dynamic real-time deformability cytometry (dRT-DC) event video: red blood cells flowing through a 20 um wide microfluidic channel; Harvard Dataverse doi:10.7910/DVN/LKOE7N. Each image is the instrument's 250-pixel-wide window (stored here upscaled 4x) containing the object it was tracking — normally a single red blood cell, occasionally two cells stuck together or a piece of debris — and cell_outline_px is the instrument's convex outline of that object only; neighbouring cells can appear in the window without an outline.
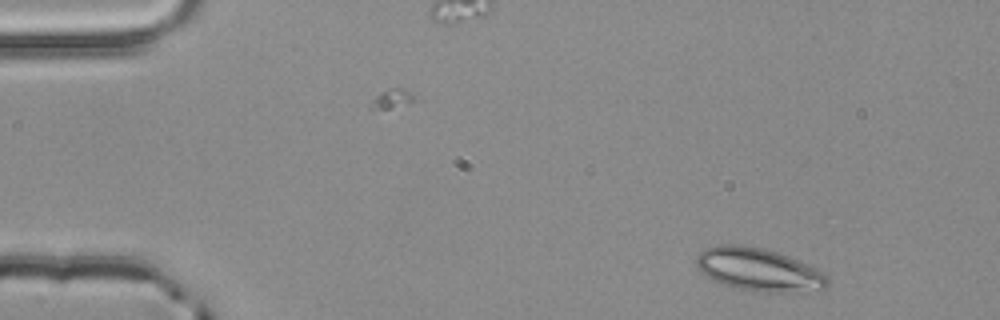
{"species": "common noctule bat (a hibernating species)", "species_latin": "Nyctalus noctula", "temperature_condition": "room temperature", "stored_images_in_passage": 4, "segment_of_instrument_passage": [2, 2], "camera_frame_rate_fps": 3000, "um_per_image_px": 0.085, "animal": {"sex": "male", "body_mass_g": 20.4}, "frame": {"image": 1, "passage_image": 4, "time_ms": 1.0, "image_size_px": [1000, 320], "cell_outline_px": [[828, 288], [824, 292], [764, 292], [732, 288], [712, 280], [704, 276], [700, 272], [696, 264], [696, 256], [704, 248], [720, 244], [736, 244], [764, 248], [788, 256], [816, 268], [824, 272], [828, 276]], "centroid_in_image_um": [64.52, 22.94], "position_along_channel_um": 20.5, "area_um2": 33.58}}